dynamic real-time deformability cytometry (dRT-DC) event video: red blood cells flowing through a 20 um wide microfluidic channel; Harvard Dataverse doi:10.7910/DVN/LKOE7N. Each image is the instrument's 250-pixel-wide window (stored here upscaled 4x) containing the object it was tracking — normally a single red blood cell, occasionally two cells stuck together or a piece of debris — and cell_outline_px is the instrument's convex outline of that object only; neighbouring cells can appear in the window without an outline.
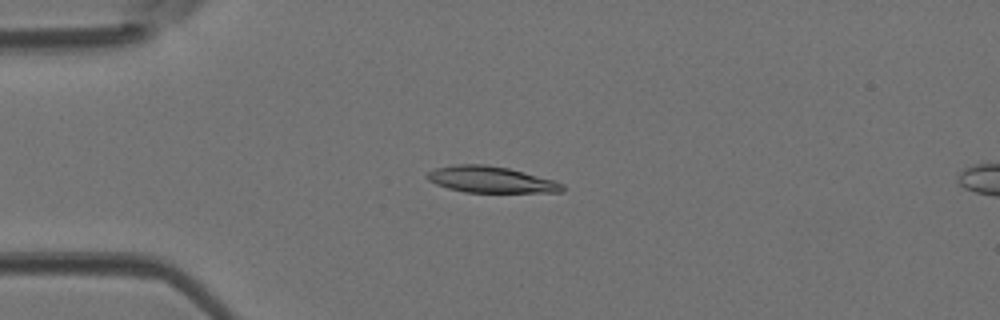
{"species": "Egyptian fruit bat (a non-hibernating species)", "species_latin": "Rousettus aegyptiacus", "temperature_condition": "room temperature", "stored_images_in_passage": 46, "camera_frame_rate_fps": 3000, "um_per_image_px": 0.085, "animal": {"sex": "female"}, "frame": {"image": 1, "passage_image": 12, "time_ms": 3.667, "image_size_px": [1000, 320], "cell_outline_px": [[564, 192], [464, 192], [448, 188], [436, 184], [428, 180], [424, 176], [428, 172], [436, 168], [456, 164], [484, 164], [508, 168], [556, 180], [564, 184]], "centroid_in_image_um": [41.73, 15.26], "position_along_channel_um": 43.3, "area_um2": 20.81}}
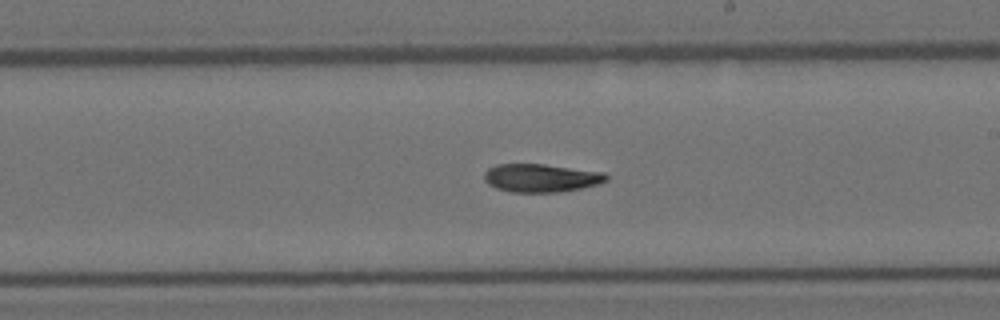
{"frame": {"image": 2, "passage_image": 27, "time_ms": 8.667, "image_size_px": [1000, 320], "cell_outline_px": [[608, 180], [596, 184], [580, 188], [560, 192], [512, 192], [496, 188], [488, 184], [484, 180], [484, 172], [488, 168], [496, 164], [544, 164], [604, 172], [608, 176]], "centroid_in_image_um": [45.96, 15.12], "position_along_channel_um": 243.0, "area_um2": 20.06}}
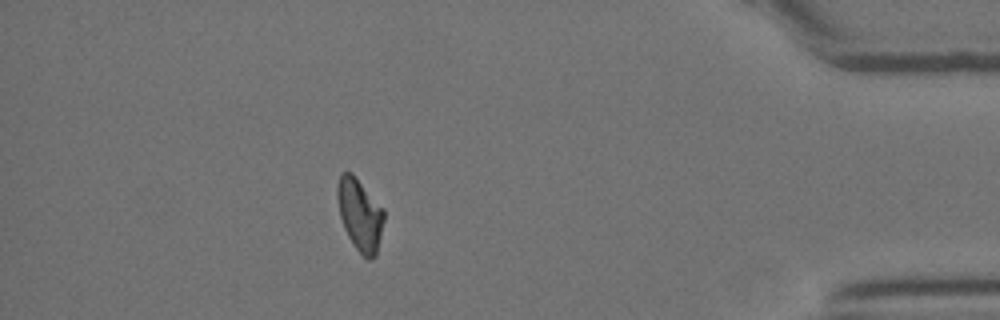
{"frame": {"image": 3, "passage_image": 41, "time_ms": 13.333, "image_size_px": [1000, 320], "cell_outline_px": [[384, 220], [376, 256], [368, 260], [352, 244], [344, 228], [340, 216], [336, 196], [336, 184], [340, 172], [352, 172], [384, 208]], "centroid_in_image_um": [30.58, 18.2], "position_along_channel_um": 404.6, "area_um2": 19.83}}